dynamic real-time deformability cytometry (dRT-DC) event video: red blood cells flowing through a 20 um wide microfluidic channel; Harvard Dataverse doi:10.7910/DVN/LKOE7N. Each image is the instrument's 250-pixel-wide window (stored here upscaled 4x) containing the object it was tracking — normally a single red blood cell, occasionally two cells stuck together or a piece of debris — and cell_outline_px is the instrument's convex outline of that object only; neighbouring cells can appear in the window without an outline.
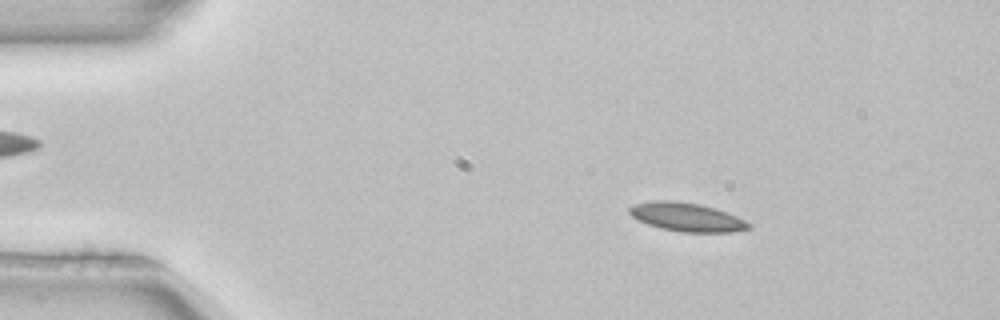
{"species": "common noctule bat (a hibernating species)", "species_latin": "Nyctalus noctula", "temperature_condition": "room temperature", "stored_images_in_passage": 51, "camera_frame_rate_fps": 3000, "um_per_image_px": 0.085, "animal": {"sex": "female", "body_mass_g": 22.7, "forearm_length_mm": 54.2}, "frame": {"image": 1, "passage_image": 8, "time_ms": 2.333, "image_size_px": [1000, 320], "cell_outline_px": [[752, 228], [732, 232], [680, 232], [660, 228], [648, 224], [632, 216], [628, 212], [628, 208], [636, 204], [652, 200], [672, 200], [700, 204], [716, 208], [728, 212], [752, 224]], "centroid_in_image_um": [58.4, 18.45], "position_along_channel_um": 26.6, "area_um2": 20.0}}
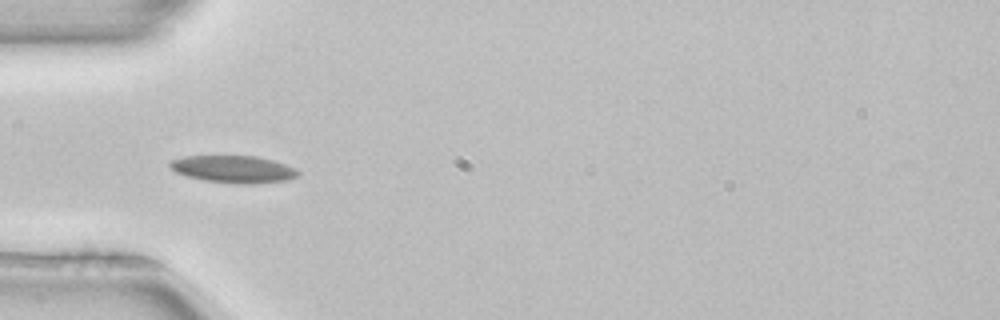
{"frame": {"image": 2, "passage_image": 16, "time_ms": 5.0, "image_size_px": [1000, 320], "cell_outline_px": [[300, 172], [296, 176], [284, 180], [252, 184], [236, 184], [204, 180], [188, 176], [176, 172], [168, 164], [168, 160], [184, 156], [256, 156], [272, 160], [296, 168]], "centroid_in_image_um": [19.81, 14.37], "position_along_channel_um": 65.2, "area_um2": 20.23}}
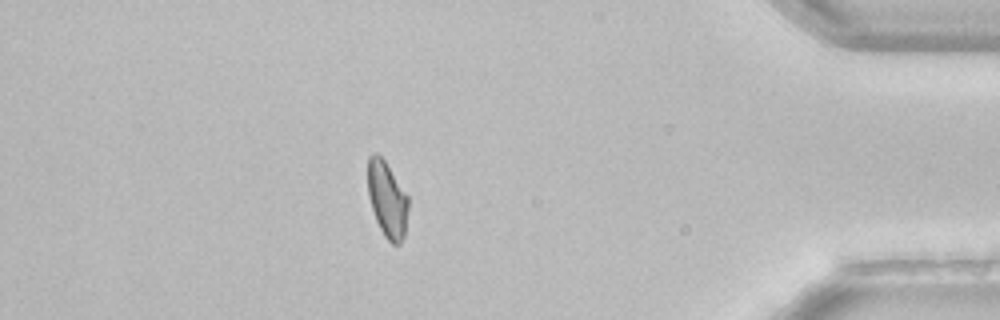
{"frame": {"image": 3, "passage_image": 45, "time_ms": 14.667, "image_size_px": [1000, 320], "cell_outline_px": [[408, 208], [404, 236], [400, 244], [392, 244], [384, 236], [376, 220], [368, 196], [368, 156], [372, 152], [376, 152], [384, 160], [408, 196]], "centroid_in_image_um": [32.9, 16.95], "position_along_channel_um": 402.3, "area_um2": 17.8}, "authors_computed_cell_mechanics": {"area_um2": 18.8428, "velocity_mm_per_s": 3.9557, "shape_relaxation_time_tau1_ms": 3.8291, "shape_relaxation_time_tau2_ms": 2.035, "deformation_change_tau1": 0.1242, "deformation_change_tau2": 0.083}}